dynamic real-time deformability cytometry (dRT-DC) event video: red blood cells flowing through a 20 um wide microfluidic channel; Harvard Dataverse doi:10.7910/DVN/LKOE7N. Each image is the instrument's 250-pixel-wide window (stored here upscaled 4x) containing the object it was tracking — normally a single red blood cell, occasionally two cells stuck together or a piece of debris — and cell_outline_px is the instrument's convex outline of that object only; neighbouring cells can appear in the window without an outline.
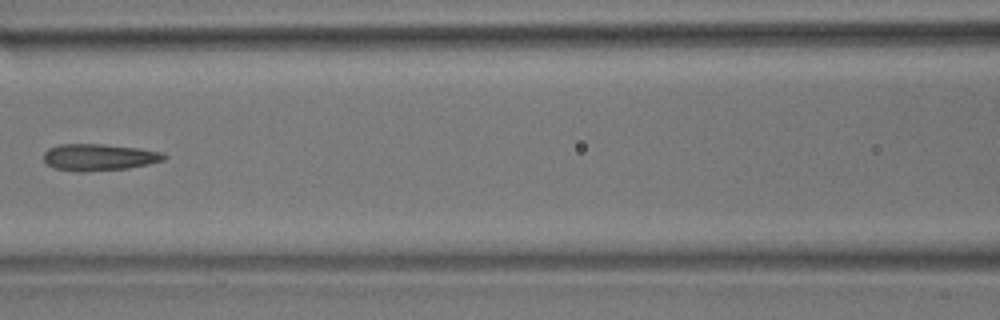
{"species": "common noctule bat (a hibernating species)", "species_latin": "Nyctalus noctula", "temperature_condition": "room temperature", "stored_images_in_passage": 9, "camera_frame_rate_fps": 3000, "um_per_image_px": 0.085, "animal": {"sex": "male", "body_mass_g": 17.9}, "frame": {"image": 1, "passage_image": 6, "time_ms": 1.667, "image_size_px": [1000, 320], "cell_outline_px": [[168, 156], [164, 160], [148, 164], [128, 168], [84, 172], [80, 172], [56, 168], [48, 164], [44, 160], [44, 152], [48, 148], [60, 144], [104, 144], [136, 148], [164, 152]], "centroid_in_image_um": [8.43, 13.36], "position_along_channel_um": 158.2, "area_um2": 18.73}}
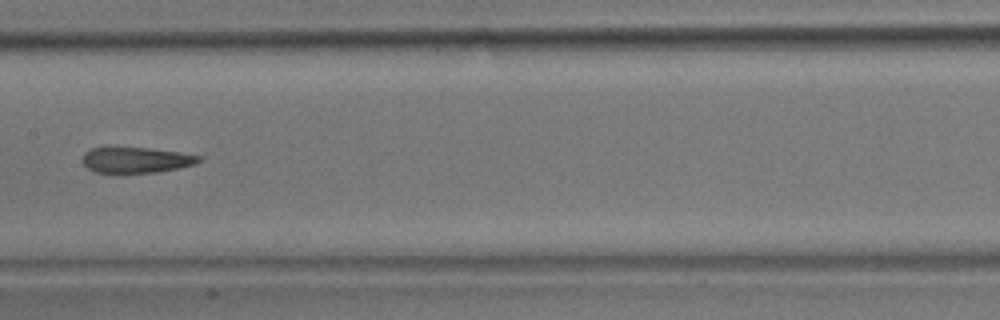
{"frame": {"image": 2, "passage_image": 7, "time_ms": 2.0, "image_size_px": [1000, 320], "cell_outline_px": [[200, 160], [196, 164], [156, 172], [120, 176], [96, 172], [88, 168], [84, 164], [84, 152], [92, 148], [148, 148], [180, 152], [200, 156]], "centroid_in_image_um": [11.54, 13.65], "position_along_channel_um": 195.9, "area_um2": 17.8}}
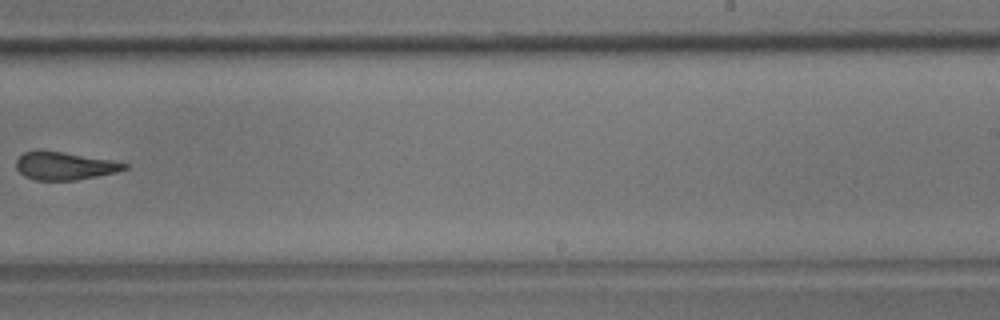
{"frame": {"image": 3, "passage_image": 9, "time_ms": 2.667, "image_size_px": [1000, 320], "cell_outline_px": [[128, 168], [116, 172], [76, 180], [36, 180], [24, 176], [16, 168], [16, 160], [24, 152], [64, 152], [112, 160], [128, 164]], "centroid_in_image_um": [5.51, 14.12], "position_along_channel_um": 283.5, "area_um2": 17.22}}